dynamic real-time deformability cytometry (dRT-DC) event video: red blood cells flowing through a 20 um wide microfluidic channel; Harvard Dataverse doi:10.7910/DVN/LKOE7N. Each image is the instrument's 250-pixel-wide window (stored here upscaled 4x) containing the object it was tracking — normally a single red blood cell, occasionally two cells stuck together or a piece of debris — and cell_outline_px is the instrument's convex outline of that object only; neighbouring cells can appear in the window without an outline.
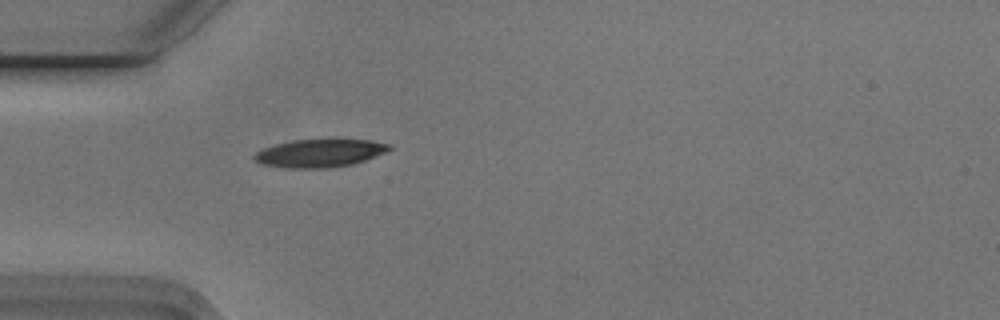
{"species": "Egyptian fruit bat (a non-hibernating species)", "species_latin": "Rousettus aegyptiacus", "temperature_condition": "cold", "stored_images_in_passage": 1, "camera_frame_rate_fps": 3000, "um_per_image_px": 0.085, "animal": {"sex": "male"}, "frame": {"image": 1, "passage_image": 1, "time_ms": 0.0, "image_size_px": [1000, 320], "cell_outline_px": [[392, 148], [384, 152], [364, 160], [352, 164], [332, 168], [288, 168], [264, 164], [256, 160], [252, 156], [256, 152], [264, 148], [276, 144], [292, 140], [372, 140], [392, 144]], "centroid_in_image_um": [27.19, 13.02], "position_along_channel_um": 57.8, "area_um2": 21.73}}